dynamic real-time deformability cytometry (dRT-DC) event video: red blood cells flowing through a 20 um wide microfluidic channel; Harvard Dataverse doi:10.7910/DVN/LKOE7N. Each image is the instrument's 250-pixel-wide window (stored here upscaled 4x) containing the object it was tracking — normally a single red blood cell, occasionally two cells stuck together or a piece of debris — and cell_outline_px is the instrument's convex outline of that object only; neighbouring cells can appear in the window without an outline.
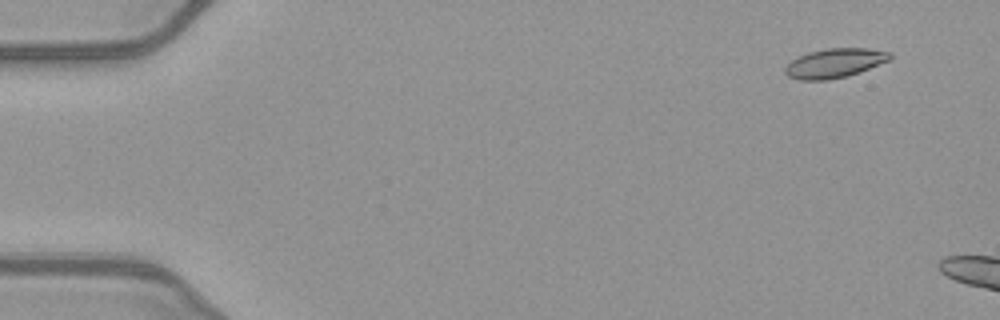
{"species": "common noctule bat (a hibernating species)", "species_latin": "Nyctalus noctula", "temperature_condition": "warm", "stored_images_in_passage": 12, "camera_frame_rate_fps": 3000, "um_per_image_px": 0.085, "animal": {"sex": "female", "body_mass_g": 21.9}, "frame": {"image": 1, "passage_image": 4, "time_ms": 1.0, "image_size_px": [1000, 320], "cell_outline_px": [[892, 56], [888, 60], [860, 72], [848, 76], [828, 80], [800, 80], [788, 76], [784, 72], [784, 68], [792, 60], [808, 52], [828, 48], [868, 48], [892, 52]], "centroid_in_image_um": [70.95, 5.36], "position_along_channel_um": 14.1, "area_um2": 17.86}}